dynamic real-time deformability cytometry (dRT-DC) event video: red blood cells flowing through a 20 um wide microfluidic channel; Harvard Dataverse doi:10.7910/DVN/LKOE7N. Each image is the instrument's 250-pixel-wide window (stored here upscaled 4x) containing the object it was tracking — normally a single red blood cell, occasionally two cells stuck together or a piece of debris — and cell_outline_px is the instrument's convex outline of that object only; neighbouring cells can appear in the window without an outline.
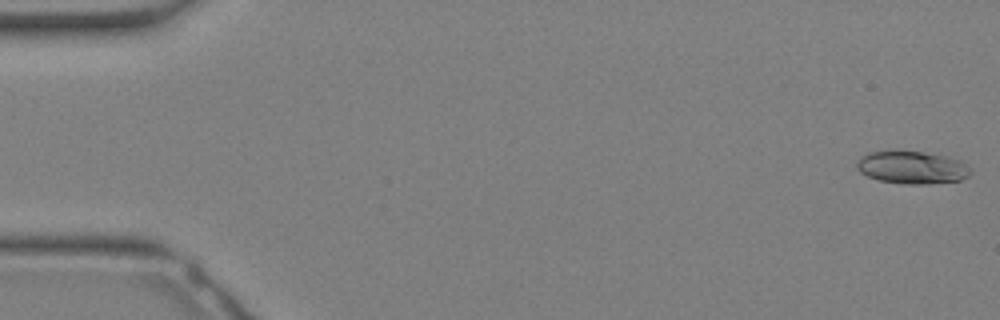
{"species": "Egyptian fruit bat (a non-hibernating species)", "species_latin": "Rousettus aegyptiacus", "temperature_condition": "warm", "stored_images_in_passage": 31, "camera_frame_rate_fps": 3000, "um_per_image_px": 0.085, "animal": {"sex": "female"}, "frame": {"image": 1, "passage_image": 1, "time_ms": 0.0, "image_size_px": [1000, 320], "cell_outline_px": [[972, 172], [968, 176], [960, 180], [928, 184], [904, 184], [880, 180], [868, 176], [860, 172], [856, 168], [856, 160], [860, 156], [868, 152], [896, 148], [924, 152], [948, 156], [960, 160], [972, 168]], "centroid_in_image_um": [77.49, 14.19], "position_along_channel_um": 7.5, "area_um2": 22.48}}
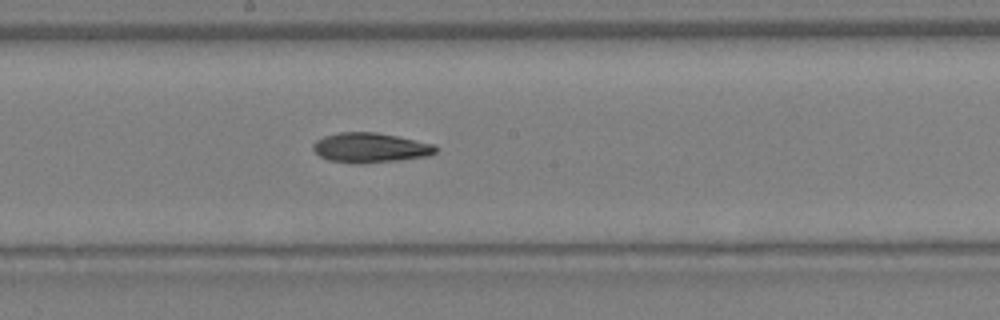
{"frame": {"image": 2, "passage_image": 18, "time_ms": 5.667, "image_size_px": [1000, 320], "cell_outline_px": [[436, 152], [428, 156], [400, 160], [364, 164], [328, 160], [320, 156], [312, 148], [312, 144], [316, 140], [324, 136], [340, 132], [376, 132], [436, 144]], "centroid_in_image_um": [31.48, 12.56], "position_along_channel_um": 216.7, "area_um2": 21.33}}
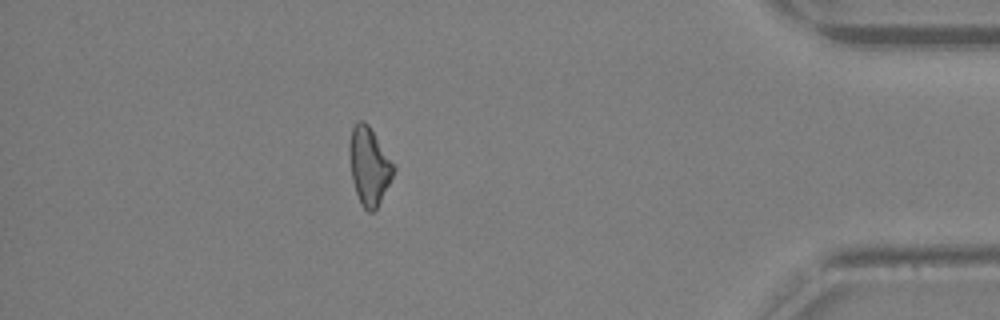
{"frame": {"image": 3, "passage_image": 29, "time_ms": 9.333, "image_size_px": [1000, 320], "cell_outline_px": [[396, 168], [376, 208], [372, 212], [368, 212], [360, 204], [352, 180], [348, 152], [348, 144], [352, 128], [356, 120], [364, 120], [368, 124]], "centroid_in_image_um": [31.33, 14.07], "position_along_channel_um": 403.9, "area_um2": 19.77}}